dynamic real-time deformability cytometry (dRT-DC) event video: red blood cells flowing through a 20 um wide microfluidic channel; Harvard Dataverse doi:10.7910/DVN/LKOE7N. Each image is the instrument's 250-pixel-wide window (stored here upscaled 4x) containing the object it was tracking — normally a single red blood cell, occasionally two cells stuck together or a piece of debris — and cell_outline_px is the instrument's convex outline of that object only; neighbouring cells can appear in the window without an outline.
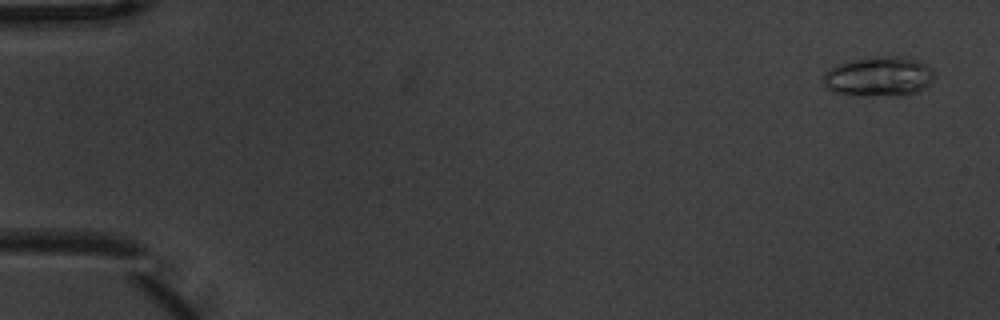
{"species": "common noctule bat (a hibernating species)", "species_latin": "Nyctalus noctula", "temperature_condition": "warm", "stored_images_in_passage": 5, "camera_frame_rate_fps": 3000, "um_per_image_px": 0.085, "animal": {"sex": "male", "body_mass_g": 20.1, "forearm_length_mm": 53.5}, "frame": {"image": 1, "passage_image": 1, "time_ms": 0.0, "image_size_px": [1000, 320], "cell_outline_px": [[932, 80], [924, 88], [908, 96], [852, 96], [832, 92], [824, 84], [824, 72], [828, 68], [836, 64], [852, 60], [880, 56], [908, 56], [928, 64], [932, 68]], "centroid_in_image_um": [74.69, 6.52], "position_along_channel_um": 10.3, "area_um2": 26.36}}
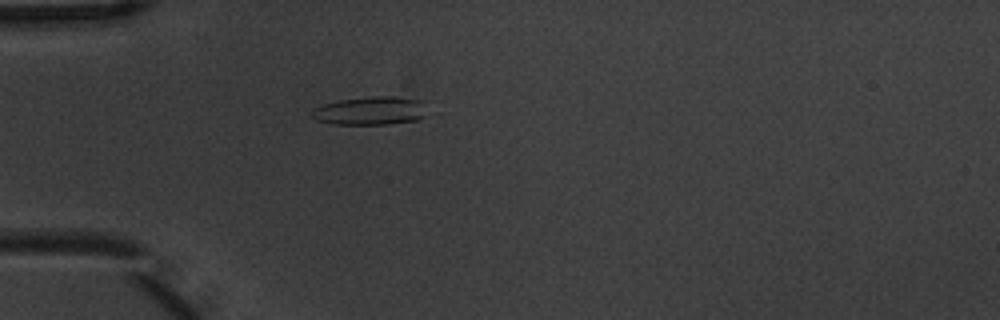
{"frame": {"image": 2, "passage_image": 5, "time_ms": 1.333, "image_size_px": [1000, 320], "cell_outline_px": [[424, 116], [420, 120], [388, 124], [332, 124], [316, 120], [308, 116], [312, 108], [324, 104], [340, 100], [372, 96], [396, 96], [424, 100]], "centroid_in_image_um": [31.46, 9.41], "position_along_channel_um": 53.5, "area_um2": 19.36}}